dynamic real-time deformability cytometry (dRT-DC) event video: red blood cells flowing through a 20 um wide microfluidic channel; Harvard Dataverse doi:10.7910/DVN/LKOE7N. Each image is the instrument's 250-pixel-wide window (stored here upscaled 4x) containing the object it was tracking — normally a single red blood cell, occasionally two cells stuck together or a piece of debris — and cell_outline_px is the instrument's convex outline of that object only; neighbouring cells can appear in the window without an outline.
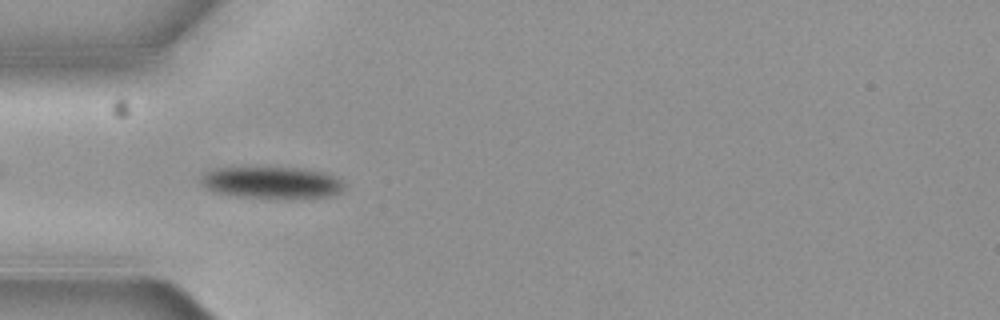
{"species": "common noctule bat (a hibernating species)", "species_latin": "Nyctalus noctula", "temperature_condition": "cold", "stored_images_in_passage": 5, "camera_frame_rate_fps": 3000, "um_per_image_px": 0.085, "animal": {"sex": "female", "body_mass_g": 19.3, "forearm_length_mm": 54.1}, "frame": {"image": 1, "passage_image": 5, "time_ms": 1.333, "image_size_px": [1000, 320], "cell_outline_px": [[344, 188], [340, 192], [332, 196], [240, 196], [216, 192], [208, 188], [200, 180], [208, 172], [224, 168], [300, 168], [324, 172], [340, 180], [344, 184]], "centroid_in_image_um": [23.15, 15.49], "position_along_channel_um": 61.8, "area_um2": 25.09}}